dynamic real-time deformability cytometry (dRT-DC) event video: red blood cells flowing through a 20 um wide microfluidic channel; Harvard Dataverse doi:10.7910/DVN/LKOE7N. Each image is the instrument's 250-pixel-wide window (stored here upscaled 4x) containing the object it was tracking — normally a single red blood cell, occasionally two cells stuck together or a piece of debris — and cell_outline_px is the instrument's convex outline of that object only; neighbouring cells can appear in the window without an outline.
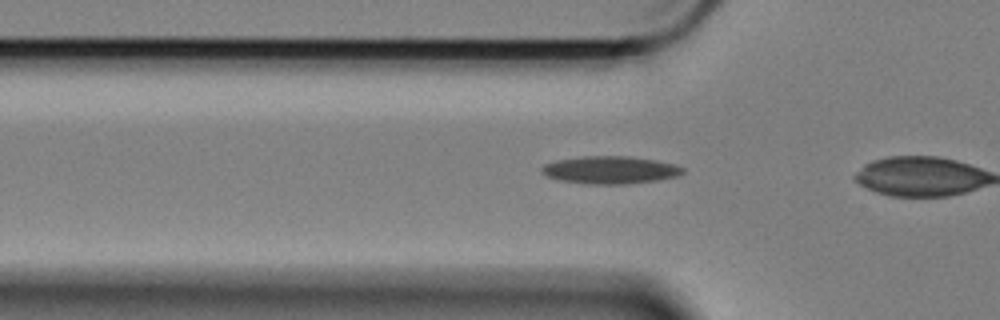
{"species": "Egyptian fruit bat (a non-hibernating species)", "species_latin": "Rousettus aegyptiacus", "temperature_condition": "cold", "stored_images_in_passage": 31, "camera_frame_rate_fps": 3000, "um_per_image_px": 0.085, "animal": {"sex": "female"}, "frame": {"image": 1, "passage_image": 2, "time_ms": 0.333, "image_size_px": [1000, 320], "cell_outline_px": [[684, 172], [676, 176], [656, 180], [628, 184], [588, 184], [560, 180], [548, 176], [540, 172], [540, 168], [544, 164], [556, 160], [584, 156], [628, 156], [676, 164], [684, 168]], "centroid_in_image_um": [51.84, 14.44], "position_along_channel_um": 74.0, "area_um2": 22.6}}
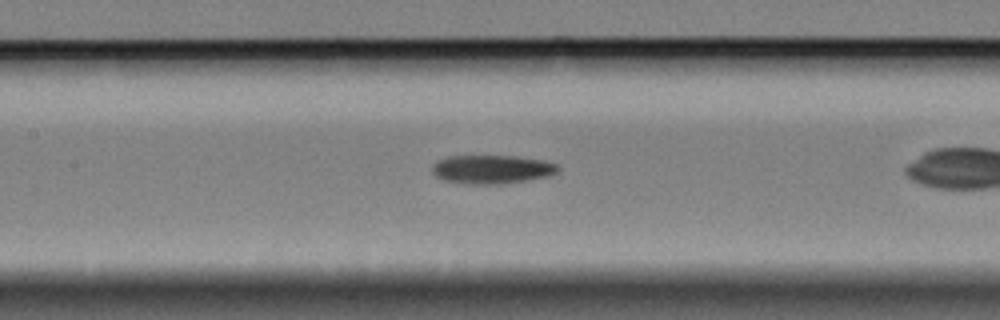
{"frame": {"image": 2, "passage_image": 10, "time_ms": 3.0, "image_size_px": [1000, 320], "cell_outline_px": [[560, 168], [556, 172], [548, 176], [528, 180], [504, 184], [468, 184], [444, 180], [436, 176], [432, 172], [432, 164], [448, 156], [516, 156], [544, 160], [556, 164]], "centroid_in_image_um": [41.81, 14.39], "position_along_channel_um": 165.6, "area_um2": 21.04}}
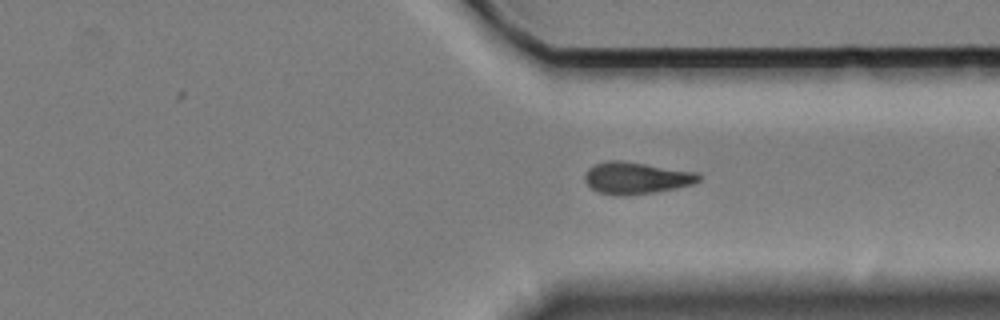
{"frame": {"image": 3, "passage_image": 27, "time_ms": 8.667, "image_size_px": [1000, 320], "cell_outline_px": [[700, 180], [692, 184], [676, 188], [656, 192], [628, 196], [616, 196], [600, 192], [592, 188], [584, 180], [584, 176], [588, 168], [592, 164], [608, 160], [624, 160], [696, 172], [700, 176]], "centroid_in_image_um": [54.05, 15.12], "position_along_channel_um": 357.4, "area_um2": 21.39}}